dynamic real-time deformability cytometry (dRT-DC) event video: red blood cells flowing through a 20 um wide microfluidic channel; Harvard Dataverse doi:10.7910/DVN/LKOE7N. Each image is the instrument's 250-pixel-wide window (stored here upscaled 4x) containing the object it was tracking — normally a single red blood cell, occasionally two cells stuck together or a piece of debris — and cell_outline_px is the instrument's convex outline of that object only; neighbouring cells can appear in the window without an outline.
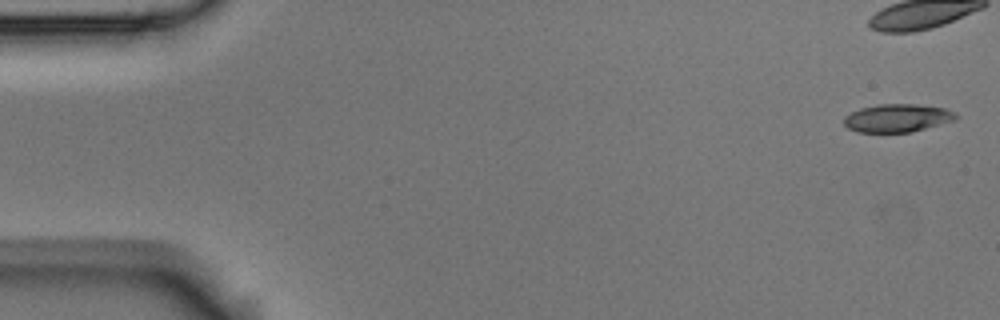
{"species": "Egyptian fruit bat (a non-hibernating species)", "species_latin": "Rousettus aegyptiacus", "temperature_condition": "room temperature", "stored_images_in_passage": 14, "camera_frame_rate_fps": 3000, "um_per_image_px": 0.085, "animal": {"sex": "male"}, "frame": {"image": 1, "passage_image": 1, "time_ms": 0.0, "image_size_px": [1000, 320], "cell_outline_px": [[960, 116], [956, 120], [912, 132], [856, 132], [848, 128], [844, 124], [844, 116], [860, 108], [880, 104], [916, 104], [944, 108], [956, 112]], "centroid_in_image_um": [76.31, 10.03], "position_along_channel_um": 8.7, "area_um2": 18.44}}